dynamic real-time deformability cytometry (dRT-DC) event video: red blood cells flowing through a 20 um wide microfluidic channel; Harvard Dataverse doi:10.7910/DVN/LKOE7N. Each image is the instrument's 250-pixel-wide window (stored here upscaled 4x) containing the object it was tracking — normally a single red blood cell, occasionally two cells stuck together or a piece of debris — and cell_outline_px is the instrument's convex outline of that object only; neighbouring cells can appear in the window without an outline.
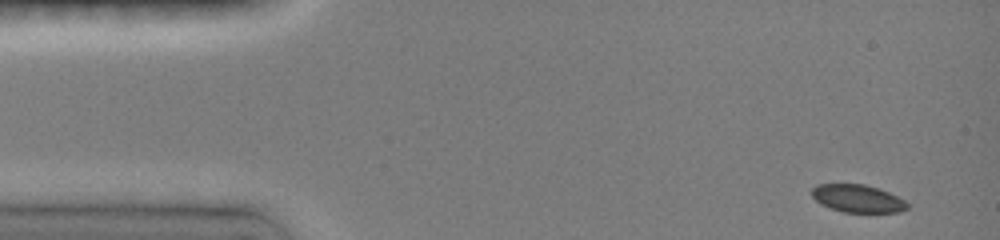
{"species": "common noctule bat (a hibernating species)", "species_latin": "Nyctalus noctula", "temperature_condition": "room temperature", "stored_images_in_passage": 12, "camera_frame_rate_fps": 3000, "um_per_image_px": 0.085, "animal": {"sex": "female", "body_mass_g": 19.0, "forearm_length_mm": 51.5}, "frame": {"image": 1, "passage_image": 1, "time_ms": 0.0, "image_size_px": [1000, 240], "cell_outline_px": [[908, 208], [900, 212], [844, 212], [820, 204], [812, 196], [812, 188], [816, 184], [864, 184], [880, 188], [904, 200], [908, 204]], "centroid_in_image_um": [72.9, 16.86], "position_along_channel_um": 12.1, "area_um2": 15.37}}
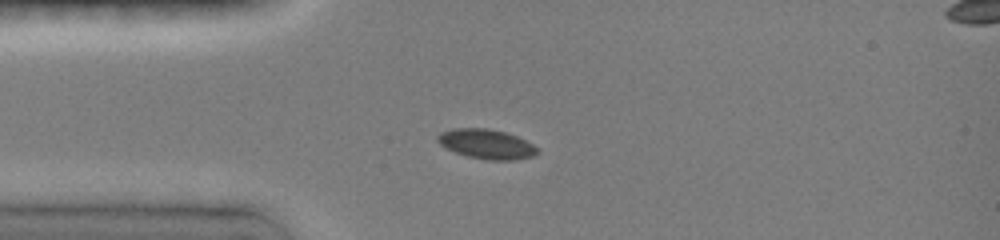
{"frame": {"image": 2, "passage_image": 11, "time_ms": 3.0, "image_size_px": [1000, 240], "cell_outline_px": [[540, 152], [532, 156], [516, 160], [488, 160], [468, 156], [456, 152], [440, 144], [436, 140], [436, 136], [440, 132], [452, 128], [488, 128], [504, 132], [516, 136], [532, 144]], "centroid_in_image_um": [41.33, 12.24], "position_along_channel_um": 43.7, "area_um2": 17.11}}